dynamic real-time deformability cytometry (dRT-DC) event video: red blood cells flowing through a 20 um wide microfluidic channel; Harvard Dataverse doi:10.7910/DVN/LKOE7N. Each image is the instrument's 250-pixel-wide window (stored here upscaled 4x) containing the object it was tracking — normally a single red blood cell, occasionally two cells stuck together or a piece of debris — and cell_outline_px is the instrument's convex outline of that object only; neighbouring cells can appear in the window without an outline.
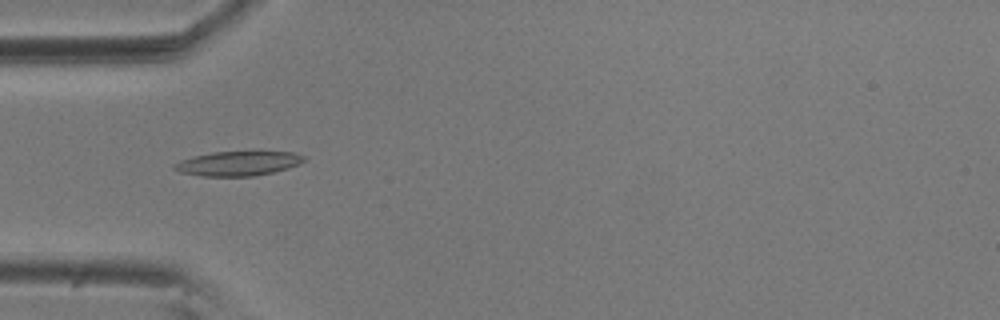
{"species": "common noctule bat (a hibernating species)", "species_latin": "Nyctalus noctula", "temperature_condition": "room temperature", "stored_images_in_passage": 57, "camera_frame_rate_fps": 3000, "um_per_image_px": 0.085, "animal": {"sex": "male", "body_mass_g": 20.5, "forearm_length_mm": 52.5}, "frame": {"image": 1, "passage_image": 18, "time_ms": 5.667, "image_size_px": [1000, 320], "cell_outline_px": [[304, 160], [300, 164], [288, 168], [272, 172], [252, 176], [200, 176], [180, 172], [172, 168], [172, 164], [180, 160], [212, 152], [296, 152], [304, 156]], "centroid_in_image_um": [20.21, 13.9], "position_along_channel_um": 64.8, "area_um2": 18.38}}
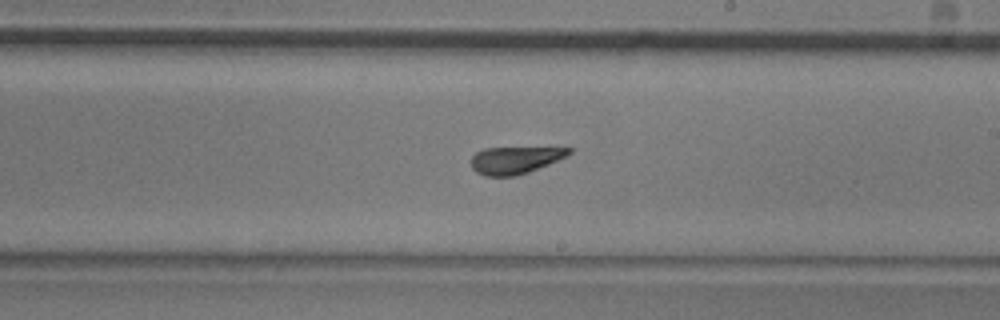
{"frame": {"image": 2, "passage_image": 33, "time_ms": 10.667, "image_size_px": [1000, 320], "cell_outline_px": [[572, 152], [548, 164], [528, 172], [516, 176], [484, 176], [476, 172], [472, 168], [472, 156], [476, 152], [484, 148], [572, 148]], "centroid_in_image_um": [43.72, 13.61], "position_along_channel_um": 245.3, "area_um2": 15.2}}
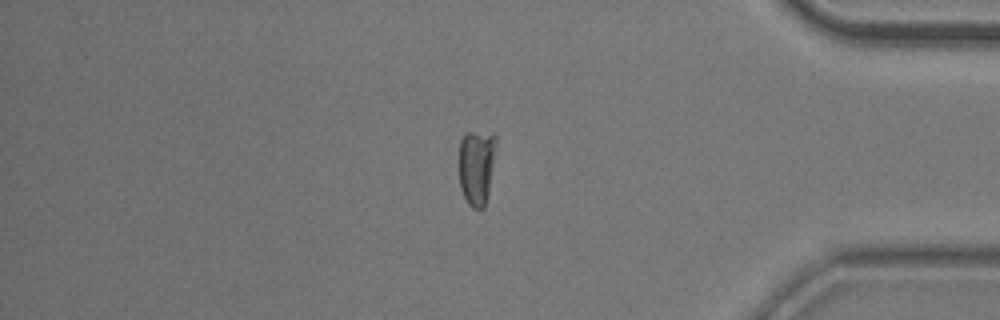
{"frame": {"image": 3, "passage_image": 48, "time_ms": 15.667, "image_size_px": [1000, 320], "cell_outline_px": [[496, 144], [488, 192], [484, 208], [472, 208], [468, 204], [460, 188], [460, 140], [464, 132], [472, 132], [496, 136]], "centroid_in_image_um": [40.49, 14.18], "position_along_channel_um": 394.7, "area_um2": 16.01}, "authors_computed_cell_mechanics": {"area_um2": 17.1088, "velocity_mm_per_s": 3.5852, "shape_relaxation_time_tau1_ms": null, "shape_relaxation_time_tau2_ms": 2.7477, "deformation_change_tau1": null, "deformation_change_tau2": 0.1245}}